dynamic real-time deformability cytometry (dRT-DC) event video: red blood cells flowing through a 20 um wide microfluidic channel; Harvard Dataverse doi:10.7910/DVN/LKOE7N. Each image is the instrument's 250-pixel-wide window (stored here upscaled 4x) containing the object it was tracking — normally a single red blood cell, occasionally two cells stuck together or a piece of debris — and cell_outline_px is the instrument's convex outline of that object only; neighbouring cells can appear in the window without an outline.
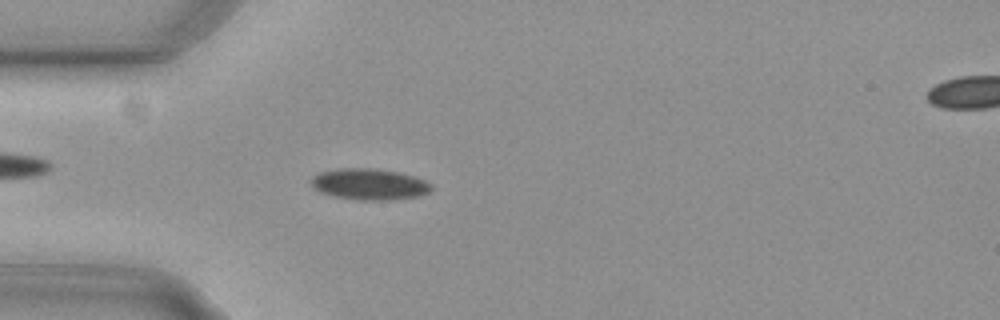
{"species": "common noctule bat (a hibernating species)", "species_latin": "Nyctalus noctula", "temperature_condition": "cold", "stored_images_in_passage": 49, "camera_frame_rate_fps": 3000, "um_per_image_px": 0.085, "animal": {"sex": "female", "body_mass_g": 29.2, "forearm_length_mm": 56.3}, "frame": {"image": 1, "passage_image": 10, "time_ms": 3.0, "image_size_px": [1000, 320], "cell_outline_px": [[432, 188], [428, 192], [416, 196], [388, 200], [356, 200], [332, 196], [320, 192], [312, 188], [308, 180], [312, 176], [320, 172], [340, 168], [376, 168], [400, 172], [424, 180], [432, 184]], "centroid_in_image_um": [31.32, 15.65], "position_along_channel_um": 53.7, "area_um2": 22.08}}
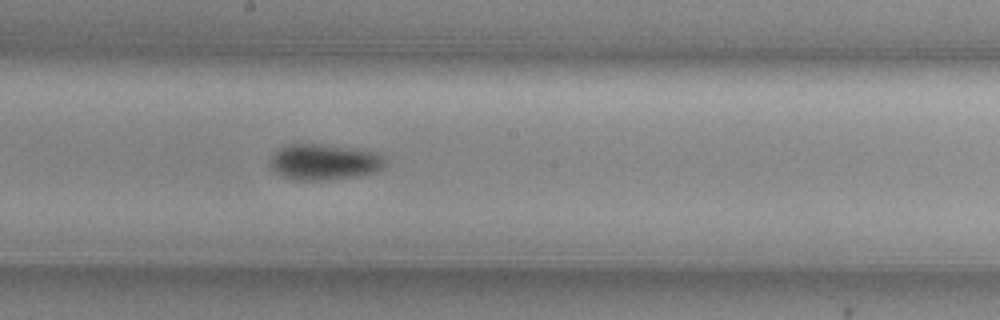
{"frame": {"image": 2, "passage_image": 24, "time_ms": 7.667, "image_size_px": [1000, 320], "cell_outline_px": [[384, 164], [376, 172], [356, 176], [328, 180], [296, 180], [280, 176], [268, 168], [268, 160], [280, 148], [292, 144], [316, 144], [372, 152], [380, 156], [384, 160]], "centroid_in_image_um": [27.43, 13.8], "position_along_channel_um": 220.8, "area_um2": 23.64}}
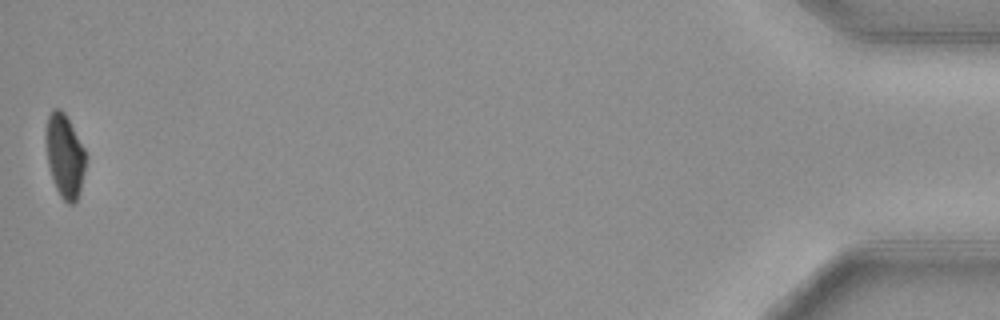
{"frame": {"image": 3, "passage_image": 49, "time_ms": 16.0, "image_size_px": [1000, 320], "cell_outline_px": [[88, 156], [80, 192], [76, 200], [72, 204], [68, 204], [60, 196], [56, 188], [48, 164], [44, 140], [44, 132], [48, 116], [52, 108], [60, 108], [64, 112], [84, 148]], "centroid_in_image_um": [5.5, 13.22], "position_along_channel_um": 429.7, "area_um2": 19.71}, "authors_computed_cell_mechanics": {"area_um2": 21.6172, "velocity_mm_per_s": 3.7446, "shape_relaxation_time_tau1_ms": 7.1194, "shape_relaxation_time_tau2_ms": null, "deformation_change_tau1": 0.1074, "deformation_change_tau2": null}}